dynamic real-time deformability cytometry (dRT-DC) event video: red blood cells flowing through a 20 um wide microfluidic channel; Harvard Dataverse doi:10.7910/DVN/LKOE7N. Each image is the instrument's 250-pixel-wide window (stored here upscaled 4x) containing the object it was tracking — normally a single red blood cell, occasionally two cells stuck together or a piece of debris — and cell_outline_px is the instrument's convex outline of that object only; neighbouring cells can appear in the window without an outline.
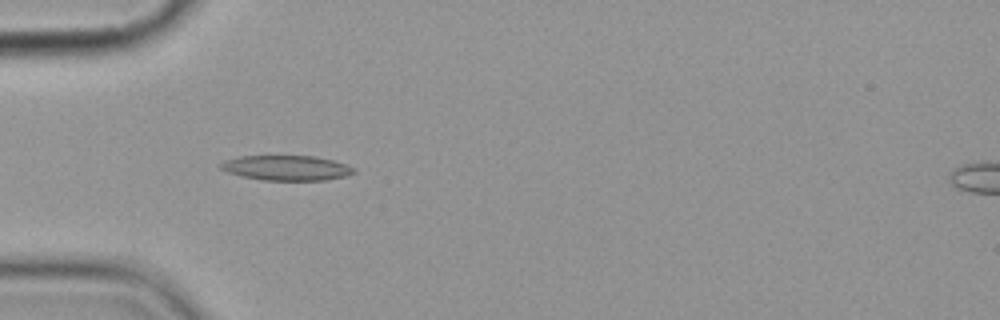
{"species": "common noctule bat (a hibernating species)", "species_latin": "Nyctalus noctula", "temperature_condition": "cold", "stored_images_in_passage": 5, "camera_frame_rate_fps": 3000, "um_per_image_px": 0.085, "animal": {"sex": "female", "body_mass_g": 19.9}, "frame": {"image": 1, "passage_image": 4, "time_ms": 3.667, "image_size_px": [1000, 320], "cell_outline_px": [[356, 172], [348, 176], [324, 180], [264, 180], [244, 176], [228, 172], [220, 168], [216, 164], [224, 160], [240, 156], [316, 156], [332, 160], [356, 168]], "centroid_in_image_um": [24.36, 14.27], "position_along_channel_um": 60.6, "area_um2": 19.42}}
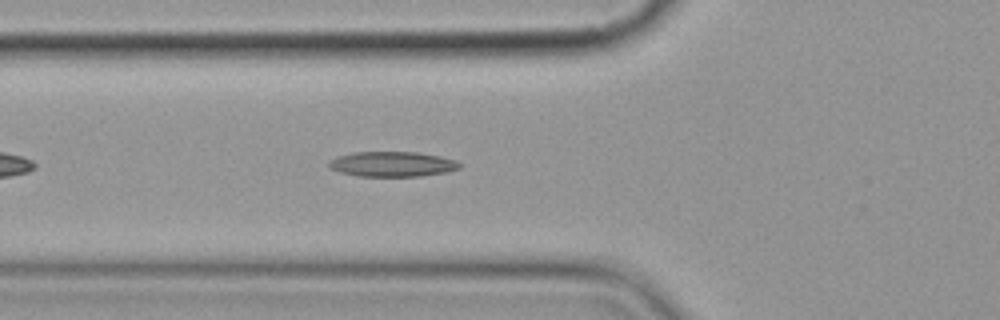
{"frame": {"image": 2, "passage_image": 5, "time_ms": 4.667, "image_size_px": [1000, 320], "cell_outline_px": [[460, 168], [444, 172], [420, 176], [356, 176], [340, 172], [332, 168], [328, 164], [328, 160], [352, 152], [416, 152], [440, 156], [456, 160], [460, 164]], "centroid_in_image_um": [33.33, 13.94], "position_along_channel_um": 92.5, "area_um2": 18.96}}